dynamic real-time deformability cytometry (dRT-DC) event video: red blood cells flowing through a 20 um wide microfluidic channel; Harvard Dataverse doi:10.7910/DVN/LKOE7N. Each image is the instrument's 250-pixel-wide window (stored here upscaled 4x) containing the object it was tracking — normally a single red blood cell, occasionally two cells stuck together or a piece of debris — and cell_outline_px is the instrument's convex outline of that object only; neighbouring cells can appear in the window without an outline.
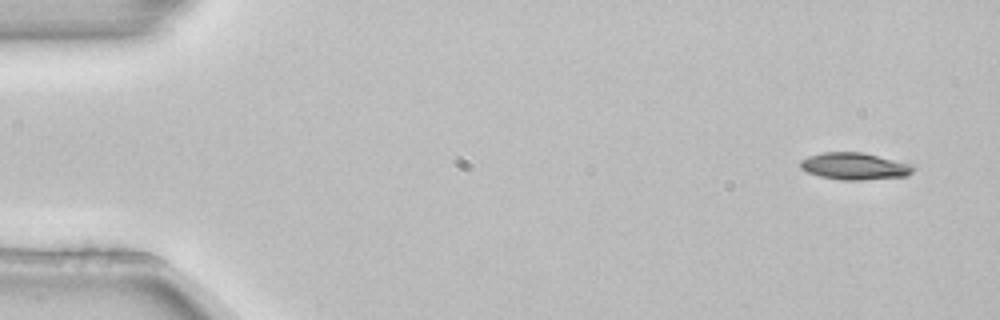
{"species": "common noctule bat (a hibernating species)", "species_latin": "Nyctalus noctula", "temperature_condition": "room temperature", "stored_images_in_passage": 4, "camera_frame_rate_fps": 3000, "um_per_image_px": 0.085, "animal": {"sex": "female", "body_mass_g": 22.7, "forearm_length_mm": 54.2}, "frame": {"image": 1, "passage_image": 1, "time_ms": 0.0, "image_size_px": [1000, 320], "cell_outline_px": [[916, 168], [908, 176], [860, 180], [840, 180], [820, 176], [808, 172], [800, 168], [800, 160], [808, 156], [824, 152], [864, 152], [908, 164]], "centroid_in_image_um": [72.61, 14.13], "position_along_channel_um": 12.4, "area_um2": 17.63}}
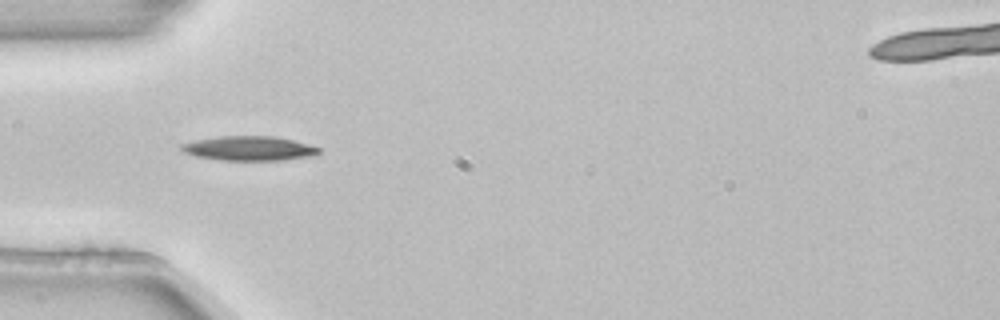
{"frame": {"image": 2, "passage_image": 4, "time_ms": 1.0, "image_size_px": [1000, 320], "cell_outline_px": [[320, 152], [316, 156], [284, 160], [220, 160], [196, 156], [184, 152], [180, 148], [180, 144], [196, 140], [220, 136], [272, 136], [292, 140], [308, 144], [320, 148]], "centroid_in_image_um": [21.2, 12.62], "position_along_channel_um": 63.8, "area_um2": 19.59}}